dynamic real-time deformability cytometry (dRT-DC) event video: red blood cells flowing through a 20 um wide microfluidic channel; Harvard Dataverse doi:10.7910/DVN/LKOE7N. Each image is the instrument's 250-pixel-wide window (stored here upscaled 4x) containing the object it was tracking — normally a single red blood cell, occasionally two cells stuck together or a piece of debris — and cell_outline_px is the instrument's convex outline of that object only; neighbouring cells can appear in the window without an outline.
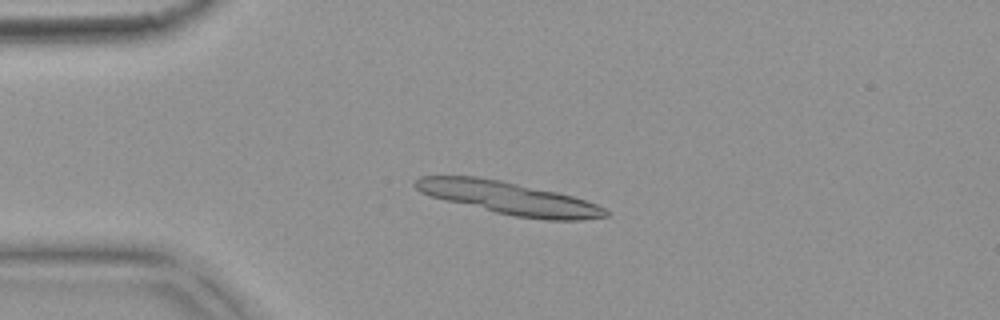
{"species": "common noctule bat (a hibernating species)", "species_latin": "Nyctalus noctula", "temperature_condition": "warm", "stored_images_in_passage": 6, "camera_frame_rate_fps": 3000, "um_per_image_px": 0.085, "animal": {"sex": "female", "body_mass_g": 18.4}, "frame": {"image": 1, "passage_image": 4, "time_ms": 1.0, "image_size_px": [1000, 320], "cell_outline_px": [[608, 216], [580, 220], [544, 220], [516, 216], [496, 212], [428, 196], [420, 192], [412, 184], [420, 176], [480, 176], [500, 180], [556, 192], [572, 196], [596, 204], [604, 208], [608, 212]], "centroid_in_image_um": [43.22, 16.83], "position_along_channel_um": 41.8, "area_um2": 35.89}}